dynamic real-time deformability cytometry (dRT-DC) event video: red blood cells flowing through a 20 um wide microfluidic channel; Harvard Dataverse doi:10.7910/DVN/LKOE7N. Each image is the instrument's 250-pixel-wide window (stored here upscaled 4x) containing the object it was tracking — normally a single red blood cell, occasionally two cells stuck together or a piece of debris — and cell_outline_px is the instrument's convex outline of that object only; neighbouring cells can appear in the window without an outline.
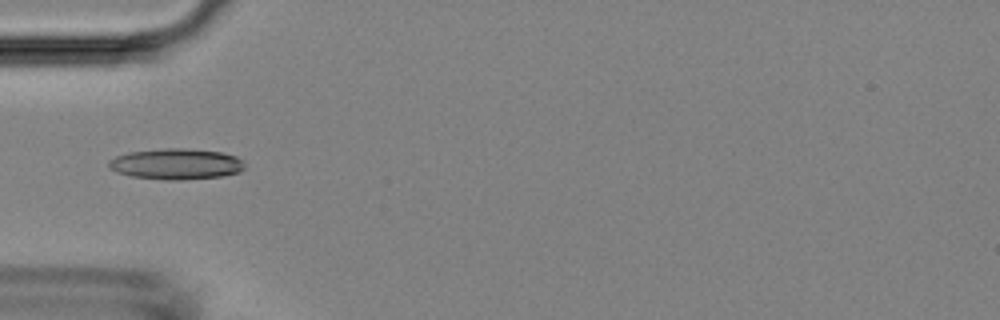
{"species": "Egyptian fruit bat (a non-hibernating species)", "species_latin": "Rousettus aegyptiacus", "temperature_condition": "room temperature", "stored_images_in_passage": 5, "camera_frame_rate_fps": 3000, "um_per_image_px": 0.085, "animal": {"sex": "female"}, "frame": {"image": 1, "passage_image": 5, "time_ms": 4.333, "image_size_px": [1000, 320], "cell_outline_px": [[244, 168], [240, 172], [224, 176], [180, 180], [164, 180], [132, 176], [116, 172], [108, 168], [108, 160], [116, 156], [128, 152], [164, 148], [184, 148], [220, 152], [236, 156], [244, 160]], "centroid_in_image_um": [14.97, 13.94], "position_along_channel_um": 70.0, "area_um2": 24.68}}